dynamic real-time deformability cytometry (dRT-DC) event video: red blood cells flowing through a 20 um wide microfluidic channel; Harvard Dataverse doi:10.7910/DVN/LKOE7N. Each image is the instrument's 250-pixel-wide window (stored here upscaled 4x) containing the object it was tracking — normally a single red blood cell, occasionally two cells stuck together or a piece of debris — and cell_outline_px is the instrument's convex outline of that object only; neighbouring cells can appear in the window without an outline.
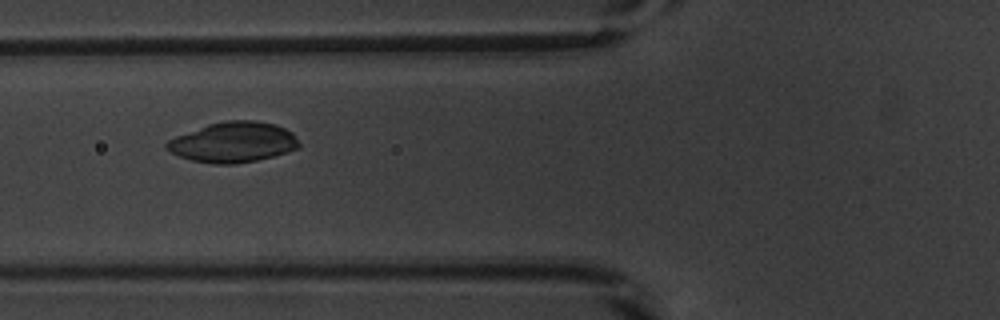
{"species": "common noctule bat (a hibernating species)", "species_latin": "Nyctalus noctula", "temperature_condition": "warm", "stored_images_in_passage": 46, "camera_frame_rate_fps": 3000, "um_per_image_px": 0.085, "animal": {"sex": "male", "body_mass_g": 20.1, "forearm_length_mm": 53.5}, "frame": {"image": 1, "passage_image": 14, "time_ms": 4.333, "image_size_px": [1000, 320], "cell_outline_px": [[300, 148], [272, 156], [256, 160], [236, 164], [212, 164], [192, 160], [180, 156], [164, 148], [164, 144], [168, 140], [176, 136], [208, 124], [224, 120], [256, 120], [276, 124], [292, 132], [300, 144]], "centroid_in_image_um": [19.82, 12.08], "position_along_channel_um": 106.0, "area_um2": 31.15}}
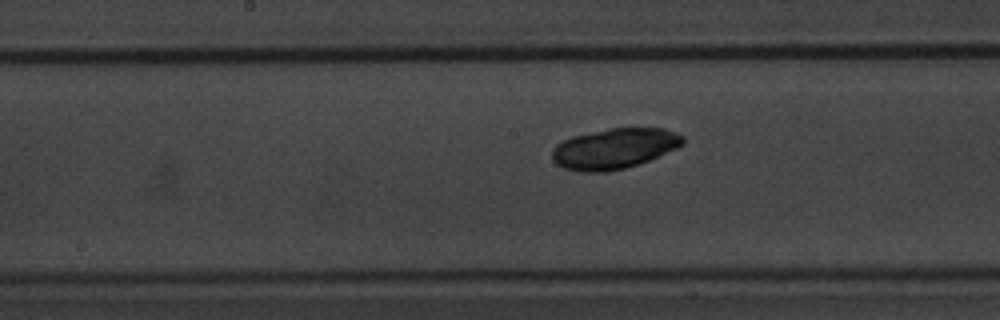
{"frame": {"image": 2, "passage_image": 21, "time_ms": 6.667, "image_size_px": [1000, 320], "cell_outline_px": [[684, 144], [676, 148], [648, 160], [624, 168], [608, 172], [580, 172], [564, 168], [556, 164], [552, 160], [552, 148], [556, 144], [572, 136], [608, 128], [664, 128], [684, 136]], "centroid_in_image_um": [52.18, 12.63], "position_along_channel_um": 196.0, "area_um2": 30.81}}
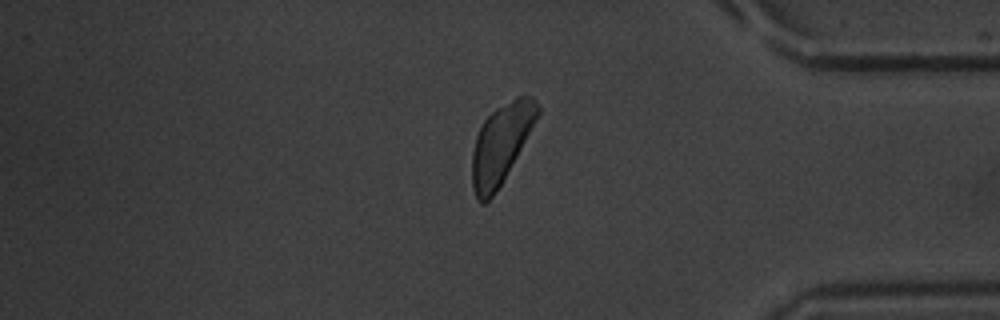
{"frame": {"image": 3, "passage_image": 38, "time_ms": 12.333, "image_size_px": [1000, 320], "cell_outline_px": [[540, 112], [516, 156], [500, 184], [492, 196], [484, 204], [480, 204], [476, 200], [472, 188], [472, 152], [476, 136], [484, 120], [496, 108], [516, 96], [532, 96], [536, 100], [540, 108]], "centroid_in_image_um": [42.55, 12.22], "position_along_channel_um": 392.6, "area_um2": 29.65}}